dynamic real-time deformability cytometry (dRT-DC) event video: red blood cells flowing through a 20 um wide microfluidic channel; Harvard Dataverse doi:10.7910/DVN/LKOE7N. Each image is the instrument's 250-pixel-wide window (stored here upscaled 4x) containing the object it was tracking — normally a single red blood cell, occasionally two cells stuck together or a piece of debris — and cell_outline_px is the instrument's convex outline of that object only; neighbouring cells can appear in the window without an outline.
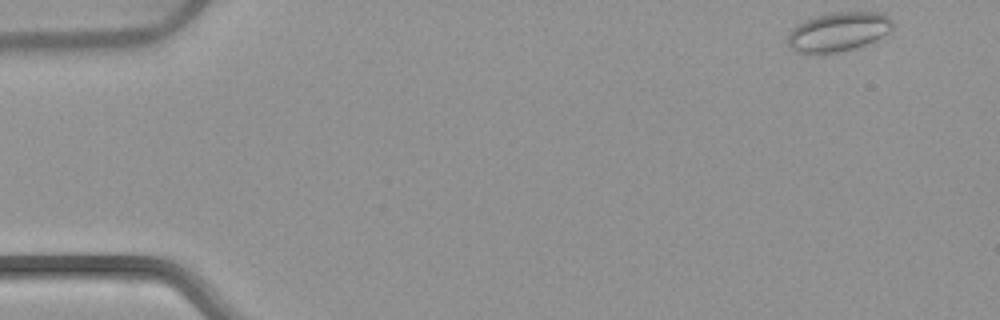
{"species": "common noctule bat (a hibernating species)", "species_latin": "Nyctalus noctula", "temperature_condition": "warm", "stored_images_in_passage": 51, "camera_frame_rate_fps": 3000, "um_per_image_px": 0.085, "animal": {"sex": "female", "body_mass_g": 22.7, "forearm_length_mm": 54.2}, "frame": {"image": 1, "passage_image": 1, "time_ms": 0.0, "image_size_px": [1000, 320], "cell_outline_px": [[892, 32], [876, 40], [852, 48], [824, 56], [800, 52], [788, 48], [788, 36], [792, 28], [796, 24], [804, 20], [816, 16], [832, 12], [884, 12], [892, 20]], "centroid_in_image_um": [71.25, 2.71], "position_along_channel_um": 13.7, "area_um2": 24.45}}
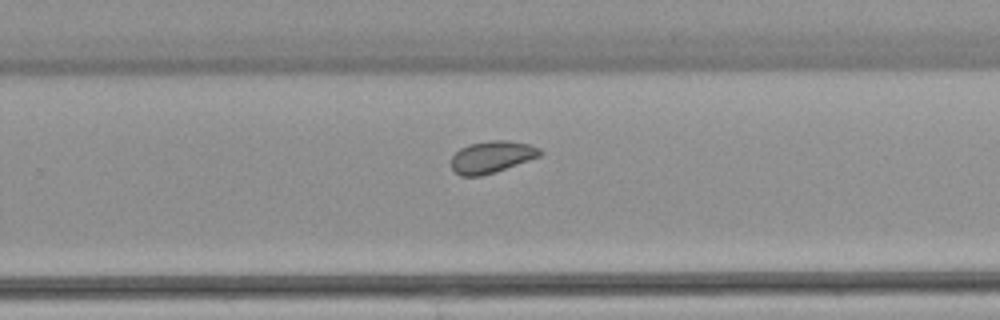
{"frame": {"image": 2, "passage_image": 32, "time_ms": 10.333, "image_size_px": [1000, 320], "cell_outline_px": [[544, 152], [540, 156], [496, 172], [480, 176], [460, 176], [452, 168], [452, 156], [460, 148], [468, 144], [488, 140], [508, 140], [528, 144], [540, 148]], "centroid_in_image_um": [41.81, 13.33], "position_along_channel_um": 288.0, "area_um2": 16.59}}
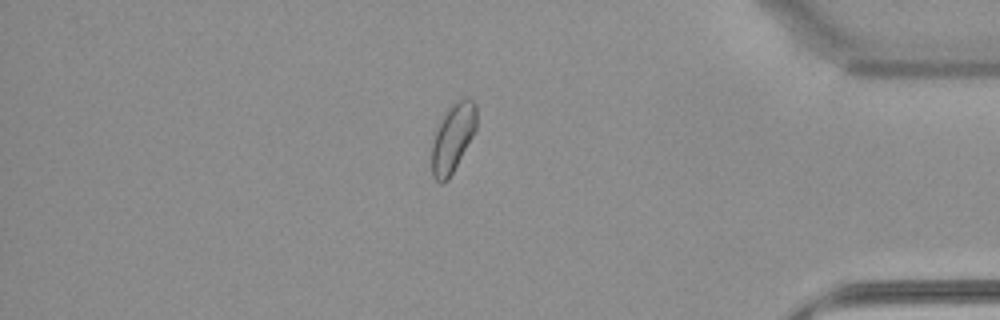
{"frame": {"image": 3, "passage_image": 43, "time_ms": 14.0, "image_size_px": [1000, 320], "cell_outline_px": [[476, 128], [472, 136], [448, 180], [440, 184], [432, 176], [432, 144], [436, 132], [448, 108], [460, 100], [472, 100], [476, 104]], "centroid_in_image_um": [38.48, 11.77], "position_along_channel_um": 396.7, "area_um2": 17.11}, "authors_computed_cell_mechanics": {"area_um2": 17.3978, "velocity_mm_per_s": 3.8327, "shape_relaxation_time_tau1_ms": null, "shape_relaxation_time_tau2_ms": 2.7324, "deformation_change_tau1": null, "deformation_change_tau2": 0.0532}}